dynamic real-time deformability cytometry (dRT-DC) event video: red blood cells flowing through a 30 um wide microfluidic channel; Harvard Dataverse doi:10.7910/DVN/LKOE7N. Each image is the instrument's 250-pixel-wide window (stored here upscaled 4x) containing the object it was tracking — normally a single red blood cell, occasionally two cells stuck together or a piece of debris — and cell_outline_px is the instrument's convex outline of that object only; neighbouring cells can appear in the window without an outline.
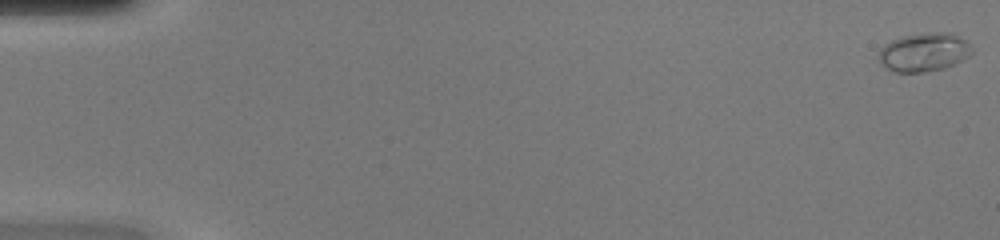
{"species": "common noctule bat (a hibernating species)", "species_latin": "Nyctalus noctula", "temperature_condition": "warm", "stored_images_in_passage": 8, "camera_frame_rate_fps": 3000, "um_per_image_px": 0.085, "animal": {"sex": "female", "body_mass_g": 20.0, "forearm_length_mm": 54.0}, "frame": {"image": 1, "passage_image": 1, "time_ms": 0.0, "image_size_px": [1000, 240], "cell_outline_px": [[972, 52], [968, 56], [944, 68], [924, 72], [896, 72], [880, 64], [880, 48], [884, 44], [892, 40], [904, 36], [928, 32], [944, 32], [956, 36], [964, 40], [968, 44]], "centroid_in_image_um": [78.49, 4.44], "position_along_channel_um": 6.5, "area_um2": 20.46}}